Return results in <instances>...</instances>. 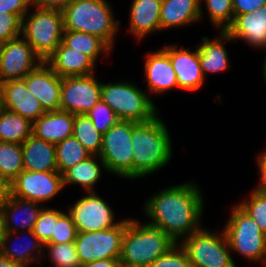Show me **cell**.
I'll return each mask as SVG.
<instances>
[{
  "label": "cell",
  "mask_w": 266,
  "mask_h": 267,
  "mask_svg": "<svg viewBox=\"0 0 266 267\" xmlns=\"http://www.w3.org/2000/svg\"><path fill=\"white\" fill-rule=\"evenodd\" d=\"M77 230L69 214L63 213L55 223L51 239L46 244L75 242Z\"/></svg>",
  "instance_id": "obj_39"
},
{
  "label": "cell",
  "mask_w": 266,
  "mask_h": 267,
  "mask_svg": "<svg viewBox=\"0 0 266 267\" xmlns=\"http://www.w3.org/2000/svg\"><path fill=\"white\" fill-rule=\"evenodd\" d=\"M22 19L11 13L0 14V44L21 36Z\"/></svg>",
  "instance_id": "obj_41"
},
{
  "label": "cell",
  "mask_w": 266,
  "mask_h": 267,
  "mask_svg": "<svg viewBox=\"0 0 266 267\" xmlns=\"http://www.w3.org/2000/svg\"><path fill=\"white\" fill-rule=\"evenodd\" d=\"M237 205L254 219L258 227L266 234V193L254 189L249 199H244Z\"/></svg>",
  "instance_id": "obj_36"
},
{
  "label": "cell",
  "mask_w": 266,
  "mask_h": 267,
  "mask_svg": "<svg viewBox=\"0 0 266 267\" xmlns=\"http://www.w3.org/2000/svg\"><path fill=\"white\" fill-rule=\"evenodd\" d=\"M204 2L212 25L220 31H226L234 19L232 0H204Z\"/></svg>",
  "instance_id": "obj_35"
},
{
  "label": "cell",
  "mask_w": 266,
  "mask_h": 267,
  "mask_svg": "<svg viewBox=\"0 0 266 267\" xmlns=\"http://www.w3.org/2000/svg\"><path fill=\"white\" fill-rule=\"evenodd\" d=\"M98 158V162H96ZM105 169V163L98 155H91L86 160L77 163L62 174L63 186L68 184L80 185L84 192H95V184L101 179V167Z\"/></svg>",
  "instance_id": "obj_28"
},
{
  "label": "cell",
  "mask_w": 266,
  "mask_h": 267,
  "mask_svg": "<svg viewBox=\"0 0 266 267\" xmlns=\"http://www.w3.org/2000/svg\"><path fill=\"white\" fill-rule=\"evenodd\" d=\"M162 49L168 54L173 69L177 76L178 89L187 91H196L200 89L204 83L198 47L194 52L190 47L186 49L174 45H166Z\"/></svg>",
  "instance_id": "obj_15"
},
{
  "label": "cell",
  "mask_w": 266,
  "mask_h": 267,
  "mask_svg": "<svg viewBox=\"0 0 266 267\" xmlns=\"http://www.w3.org/2000/svg\"><path fill=\"white\" fill-rule=\"evenodd\" d=\"M23 170L21 144L0 141V175L11 184Z\"/></svg>",
  "instance_id": "obj_33"
},
{
  "label": "cell",
  "mask_w": 266,
  "mask_h": 267,
  "mask_svg": "<svg viewBox=\"0 0 266 267\" xmlns=\"http://www.w3.org/2000/svg\"><path fill=\"white\" fill-rule=\"evenodd\" d=\"M61 210L55 208L45 207L40 212L37 221L35 222L33 233L39 238V240L46 244L52 237V233L55 229V223L58 218L63 214Z\"/></svg>",
  "instance_id": "obj_37"
},
{
  "label": "cell",
  "mask_w": 266,
  "mask_h": 267,
  "mask_svg": "<svg viewBox=\"0 0 266 267\" xmlns=\"http://www.w3.org/2000/svg\"><path fill=\"white\" fill-rule=\"evenodd\" d=\"M2 236H3V225H2V217L0 213V244H1Z\"/></svg>",
  "instance_id": "obj_51"
},
{
  "label": "cell",
  "mask_w": 266,
  "mask_h": 267,
  "mask_svg": "<svg viewBox=\"0 0 266 267\" xmlns=\"http://www.w3.org/2000/svg\"><path fill=\"white\" fill-rule=\"evenodd\" d=\"M144 206V213L151 220L148 224L160 228L176 244L202 227L203 195L192 181L158 191Z\"/></svg>",
  "instance_id": "obj_1"
},
{
  "label": "cell",
  "mask_w": 266,
  "mask_h": 267,
  "mask_svg": "<svg viewBox=\"0 0 266 267\" xmlns=\"http://www.w3.org/2000/svg\"><path fill=\"white\" fill-rule=\"evenodd\" d=\"M1 86L5 109L20 114L32 123L46 112L29 91L24 79L6 81Z\"/></svg>",
  "instance_id": "obj_19"
},
{
  "label": "cell",
  "mask_w": 266,
  "mask_h": 267,
  "mask_svg": "<svg viewBox=\"0 0 266 267\" xmlns=\"http://www.w3.org/2000/svg\"><path fill=\"white\" fill-rule=\"evenodd\" d=\"M44 62L60 77L88 76L94 74L96 68L88 56L68 47L63 41Z\"/></svg>",
  "instance_id": "obj_20"
},
{
  "label": "cell",
  "mask_w": 266,
  "mask_h": 267,
  "mask_svg": "<svg viewBox=\"0 0 266 267\" xmlns=\"http://www.w3.org/2000/svg\"><path fill=\"white\" fill-rule=\"evenodd\" d=\"M165 122L156 116L139 123L131 135L133 179L150 175L166 167L172 158V143Z\"/></svg>",
  "instance_id": "obj_2"
},
{
  "label": "cell",
  "mask_w": 266,
  "mask_h": 267,
  "mask_svg": "<svg viewBox=\"0 0 266 267\" xmlns=\"http://www.w3.org/2000/svg\"><path fill=\"white\" fill-rule=\"evenodd\" d=\"M174 244L160 228L127 218L120 256L121 267H148Z\"/></svg>",
  "instance_id": "obj_3"
},
{
  "label": "cell",
  "mask_w": 266,
  "mask_h": 267,
  "mask_svg": "<svg viewBox=\"0 0 266 267\" xmlns=\"http://www.w3.org/2000/svg\"><path fill=\"white\" fill-rule=\"evenodd\" d=\"M234 40H244L248 45L266 50V4L254 13L234 17L226 31Z\"/></svg>",
  "instance_id": "obj_18"
},
{
  "label": "cell",
  "mask_w": 266,
  "mask_h": 267,
  "mask_svg": "<svg viewBox=\"0 0 266 267\" xmlns=\"http://www.w3.org/2000/svg\"><path fill=\"white\" fill-rule=\"evenodd\" d=\"M40 205V203L10 195L0 206L3 233H15L19 231V228L20 231L33 230L35 222L44 208L43 205Z\"/></svg>",
  "instance_id": "obj_17"
},
{
  "label": "cell",
  "mask_w": 266,
  "mask_h": 267,
  "mask_svg": "<svg viewBox=\"0 0 266 267\" xmlns=\"http://www.w3.org/2000/svg\"><path fill=\"white\" fill-rule=\"evenodd\" d=\"M234 17L246 13H254L266 4V0H232Z\"/></svg>",
  "instance_id": "obj_43"
},
{
  "label": "cell",
  "mask_w": 266,
  "mask_h": 267,
  "mask_svg": "<svg viewBox=\"0 0 266 267\" xmlns=\"http://www.w3.org/2000/svg\"><path fill=\"white\" fill-rule=\"evenodd\" d=\"M4 99H3V90L0 83V113L4 110Z\"/></svg>",
  "instance_id": "obj_49"
},
{
  "label": "cell",
  "mask_w": 266,
  "mask_h": 267,
  "mask_svg": "<svg viewBox=\"0 0 266 267\" xmlns=\"http://www.w3.org/2000/svg\"><path fill=\"white\" fill-rule=\"evenodd\" d=\"M23 79L29 91L38 99L46 112L59 110L62 77L58 76L45 62Z\"/></svg>",
  "instance_id": "obj_16"
},
{
  "label": "cell",
  "mask_w": 266,
  "mask_h": 267,
  "mask_svg": "<svg viewBox=\"0 0 266 267\" xmlns=\"http://www.w3.org/2000/svg\"><path fill=\"white\" fill-rule=\"evenodd\" d=\"M64 30L95 35L111 49L119 32L120 20H115L106 0H72L63 10Z\"/></svg>",
  "instance_id": "obj_4"
},
{
  "label": "cell",
  "mask_w": 266,
  "mask_h": 267,
  "mask_svg": "<svg viewBox=\"0 0 266 267\" xmlns=\"http://www.w3.org/2000/svg\"><path fill=\"white\" fill-rule=\"evenodd\" d=\"M30 6V0H0V14H16L22 19Z\"/></svg>",
  "instance_id": "obj_42"
},
{
  "label": "cell",
  "mask_w": 266,
  "mask_h": 267,
  "mask_svg": "<svg viewBox=\"0 0 266 267\" xmlns=\"http://www.w3.org/2000/svg\"><path fill=\"white\" fill-rule=\"evenodd\" d=\"M86 115L92 120L93 125L102 134L106 133L119 121V118L112 108L102 100H99L93 108L86 113Z\"/></svg>",
  "instance_id": "obj_38"
},
{
  "label": "cell",
  "mask_w": 266,
  "mask_h": 267,
  "mask_svg": "<svg viewBox=\"0 0 266 267\" xmlns=\"http://www.w3.org/2000/svg\"><path fill=\"white\" fill-rule=\"evenodd\" d=\"M101 100V82L95 73L88 76L62 77L60 110L86 114Z\"/></svg>",
  "instance_id": "obj_14"
},
{
  "label": "cell",
  "mask_w": 266,
  "mask_h": 267,
  "mask_svg": "<svg viewBox=\"0 0 266 267\" xmlns=\"http://www.w3.org/2000/svg\"><path fill=\"white\" fill-rule=\"evenodd\" d=\"M18 233H23L24 236H28V237L30 236L29 239L31 238V240L28 241L27 244L25 245L20 244V243L13 245L11 244L10 241L15 240L13 239V237H15L14 235H17V234L14 232L3 233L1 244H0V253L4 255L5 257L9 258L10 260L14 261L15 263L21 265L22 267H30L29 265L32 264L34 260L35 261L39 260L36 262L39 265L40 258L42 259L43 257L46 256L45 255L46 250L44 249V244L33 233V230H30V231L25 230V231H20ZM17 240L19 239L17 238Z\"/></svg>",
  "instance_id": "obj_24"
},
{
  "label": "cell",
  "mask_w": 266,
  "mask_h": 267,
  "mask_svg": "<svg viewBox=\"0 0 266 267\" xmlns=\"http://www.w3.org/2000/svg\"><path fill=\"white\" fill-rule=\"evenodd\" d=\"M161 4L162 0H132L128 29L137 40L141 41L147 34L161 31Z\"/></svg>",
  "instance_id": "obj_23"
},
{
  "label": "cell",
  "mask_w": 266,
  "mask_h": 267,
  "mask_svg": "<svg viewBox=\"0 0 266 267\" xmlns=\"http://www.w3.org/2000/svg\"><path fill=\"white\" fill-rule=\"evenodd\" d=\"M58 172L62 175L67 169L86 160L91 154L73 136L55 145Z\"/></svg>",
  "instance_id": "obj_32"
},
{
  "label": "cell",
  "mask_w": 266,
  "mask_h": 267,
  "mask_svg": "<svg viewBox=\"0 0 266 267\" xmlns=\"http://www.w3.org/2000/svg\"><path fill=\"white\" fill-rule=\"evenodd\" d=\"M200 0H162L160 11L161 30L182 27L202 18Z\"/></svg>",
  "instance_id": "obj_25"
},
{
  "label": "cell",
  "mask_w": 266,
  "mask_h": 267,
  "mask_svg": "<svg viewBox=\"0 0 266 267\" xmlns=\"http://www.w3.org/2000/svg\"><path fill=\"white\" fill-rule=\"evenodd\" d=\"M148 267H191V263L185 249L180 244H174Z\"/></svg>",
  "instance_id": "obj_40"
},
{
  "label": "cell",
  "mask_w": 266,
  "mask_h": 267,
  "mask_svg": "<svg viewBox=\"0 0 266 267\" xmlns=\"http://www.w3.org/2000/svg\"><path fill=\"white\" fill-rule=\"evenodd\" d=\"M219 32L221 33L220 36L212 40L208 37H202L203 42L197 45L201 70L204 77L207 73H220L230 67L229 55L224 43L234 40L227 32Z\"/></svg>",
  "instance_id": "obj_27"
},
{
  "label": "cell",
  "mask_w": 266,
  "mask_h": 267,
  "mask_svg": "<svg viewBox=\"0 0 266 267\" xmlns=\"http://www.w3.org/2000/svg\"><path fill=\"white\" fill-rule=\"evenodd\" d=\"M62 189L58 171H21L10 184V195L37 203L51 201Z\"/></svg>",
  "instance_id": "obj_12"
},
{
  "label": "cell",
  "mask_w": 266,
  "mask_h": 267,
  "mask_svg": "<svg viewBox=\"0 0 266 267\" xmlns=\"http://www.w3.org/2000/svg\"><path fill=\"white\" fill-rule=\"evenodd\" d=\"M62 41L70 48L88 56L95 64L99 54L110 55L111 48L99 37L72 30H64ZM110 52V53H109Z\"/></svg>",
  "instance_id": "obj_30"
},
{
  "label": "cell",
  "mask_w": 266,
  "mask_h": 267,
  "mask_svg": "<svg viewBox=\"0 0 266 267\" xmlns=\"http://www.w3.org/2000/svg\"><path fill=\"white\" fill-rule=\"evenodd\" d=\"M74 114L63 110L47 111L33 122L32 135L57 144L73 134Z\"/></svg>",
  "instance_id": "obj_22"
},
{
  "label": "cell",
  "mask_w": 266,
  "mask_h": 267,
  "mask_svg": "<svg viewBox=\"0 0 266 267\" xmlns=\"http://www.w3.org/2000/svg\"><path fill=\"white\" fill-rule=\"evenodd\" d=\"M87 195V196H86ZM69 207L68 214L75 224L77 232H93L113 228L115 222L114 210L109 203L95 192H88Z\"/></svg>",
  "instance_id": "obj_11"
},
{
  "label": "cell",
  "mask_w": 266,
  "mask_h": 267,
  "mask_svg": "<svg viewBox=\"0 0 266 267\" xmlns=\"http://www.w3.org/2000/svg\"><path fill=\"white\" fill-rule=\"evenodd\" d=\"M230 250L248 261L261 262L266 267V234L237 204L224 226Z\"/></svg>",
  "instance_id": "obj_7"
},
{
  "label": "cell",
  "mask_w": 266,
  "mask_h": 267,
  "mask_svg": "<svg viewBox=\"0 0 266 267\" xmlns=\"http://www.w3.org/2000/svg\"><path fill=\"white\" fill-rule=\"evenodd\" d=\"M102 133L93 125L86 114H74L73 134L91 155L100 154Z\"/></svg>",
  "instance_id": "obj_31"
},
{
  "label": "cell",
  "mask_w": 266,
  "mask_h": 267,
  "mask_svg": "<svg viewBox=\"0 0 266 267\" xmlns=\"http://www.w3.org/2000/svg\"><path fill=\"white\" fill-rule=\"evenodd\" d=\"M10 196V183L0 175V206Z\"/></svg>",
  "instance_id": "obj_47"
},
{
  "label": "cell",
  "mask_w": 266,
  "mask_h": 267,
  "mask_svg": "<svg viewBox=\"0 0 266 267\" xmlns=\"http://www.w3.org/2000/svg\"><path fill=\"white\" fill-rule=\"evenodd\" d=\"M146 93L132 82L101 83V100L119 120L146 123L158 116L156 105Z\"/></svg>",
  "instance_id": "obj_5"
},
{
  "label": "cell",
  "mask_w": 266,
  "mask_h": 267,
  "mask_svg": "<svg viewBox=\"0 0 266 267\" xmlns=\"http://www.w3.org/2000/svg\"><path fill=\"white\" fill-rule=\"evenodd\" d=\"M0 267H22L0 253Z\"/></svg>",
  "instance_id": "obj_48"
},
{
  "label": "cell",
  "mask_w": 266,
  "mask_h": 267,
  "mask_svg": "<svg viewBox=\"0 0 266 267\" xmlns=\"http://www.w3.org/2000/svg\"><path fill=\"white\" fill-rule=\"evenodd\" d=\"M180 245L187 252L191 267H237L223 230L214 233L201 227Z\"/></svg>",
  "instance_id": "obj_8"
},
{
  "label": "cell",
  "mask_w": 266,
  "mask_h": 267,
  "mask_svg": "<svg viewBox=\"0 0 266 267\" xmlns=\"http://www.w3.org/2000/svg\"><path fill=\"white\" fill-rule=\"evenodd\" d=\"M43 59L19 36L0 44V83L23 79L36 69Z\"/></svg>",
  "instance_id": "obj_13"
},
{
  "label": "cell",
  "mask_w": 266,
  "mask_h": 267,
  "mask_svg": "<svg viewBox=\"0 0 266 267\" xmlns=\"http://www.w3.org/2000/svg\"><path fill=\"white\" fill-rule=\"evenodd\" d=\"M83 267H121L120 259H104L86 263Z\"/></svg>",
  "instance_id": "obj_46"
},
{
  "label": "cell",
  "mask_w": 266,
  "mask_h": 267,
  "mask_svg": "<svg viewBox=\"0 0 266 267\" xmlns=\"http://www.w3.org/2000/svg\"><path fill=\"white\" fill-rule=\"evenodd\" d=\"M265 54H266V50H265ZM262 76H263V79H264V82H265V85H266V55H265V58L263 59V64H262Z\"/></svg>",
  "instance_id": "obj_50"
},
{
  "label": "cell",
  "mask_w": 266,
  "mask_h": 267,
  "mask_svg": "<svg viewBox=\"0 0 266 267\" xmlns=\"http://www.w3.org/2000/svg\"><path fill=\"white\" fill-rule=\"evenodd\" d=\"M139 123L119 120L102 135L99 157L106 170L124 179L133 180V154L131 135Z\"/></svg>",
  "instance_id": "obj_9"
},
{
  "label": "cell",
  "mask_w": 266,
  "mask_h": 267,
  "mask_svg": "<svg viewBox=\"0 0 266 267\" xmlns=\"http://www.w3.org/2000/svg\"><path fill=\"white\" fill-rule=\"evenodd\" d=\"M55 267H83L80 263L74 242L62 244H44Z\"/></svg>",
  "instance_id": "obj_34"
},
{
  "label": "cell",
  "mask_w": 266,
  "mask_h": 267,
  "mask_svg": "<svg viewBox=\"0 0 266 267\" xmlns=\"http://www.w3.org/2000/svg\"><path fill=\"white\" fill-rule=\"evenodd\" d=\"M63 11L36 8L22 18L21 36L45 61L62 42Z\"/></svg>",
  "instance_id": "obj_6"
},
{
  "label": "cell",
  "mask_w": 266,
  "mask_h": 267,
  "mask_svg": "<svg viewBox=\"0 0 266 267\" xmlns=\"http://www.w3.org/2000/svg\"><path fill=\"white\" fill-rule=\"evenodd\" d=\"M257 163L259 174L261 176L260 182L258 186L256 185L255 190L266 193V149H264V151H262L260 154L258 153Z\"/></svg>",
  "instance_id": "obj_45"
},
{
  "label": "cell",
  "mask_w": 266,
  "mask_h": 267,
  "mask_svg": "<svg viewBox=\"0 0 266 267\" xmlns=\"http://www.w3.org/2000/svg\"><path fill=\"white\" fill-rule=\"evenodd\" d=\"M144 68L149 92L161 94L178 88L176 73L168 54L162 48L147 55Z\"/></svg>",
  "instance_id": "obj_21"
},
{
  "label": "cell",
  "mask_w": 266,
  "mask_h": 267,
  "mask_svg": "<svg viewBox=\"0 0 266 267\" xmlns=\"http://www.w3.org/2000/svg\"><path fill=\"white\" fill-rule=\"evenodd\" d=\"M126 226L127 218L113 228L77 232L74 243L82 266L97 260L120 259Z\"/></svg>",
  "instance_id": "obj_10"
},
{
  "label": "cell",
  "mask_w": 266,
  "mask_h": 267,
  "mask_svg": "<svg viewBox=\"0 0 266 267\" xmlns=\"http://www.w3.org/2000/svg\"><path fill=\"white\" fill-rule=\"evenodd\" d=\"M72 0H30L34 8L63 11Z\"/></svg>",
  "instance_id": "obj_44"
},
{
  "label": "cell",
  "mask_w": 266,
  "mask_h": 267,
  "mask_svg": "<svg viewBox=\"0 0 266 267\" xmlns=\"http://www.w3.org/2000/svg\"><path fill=\"white\" fill-rule=\"evenodd\" d=\"M33 123L15 112L0 113V141L22 144L32 135Z\"/></svg>",
  "instance_id": "obj_29"
},
{
  "label": "cell",
  "mask_w": 266,
  "mask_h": 267,
  "mask_svg": "<svg viewBox=\"0 0 266 267\" xmlns=\"http://www.w3.org/2000/svg\"><path fill=\"white\" fill-rule=\"evenodd\" d=\"M23 164L26 171H58L55 144L34 135L22 144Z\"/></svg>",
  "instance_id": "obj_26"
}]
</instances>
